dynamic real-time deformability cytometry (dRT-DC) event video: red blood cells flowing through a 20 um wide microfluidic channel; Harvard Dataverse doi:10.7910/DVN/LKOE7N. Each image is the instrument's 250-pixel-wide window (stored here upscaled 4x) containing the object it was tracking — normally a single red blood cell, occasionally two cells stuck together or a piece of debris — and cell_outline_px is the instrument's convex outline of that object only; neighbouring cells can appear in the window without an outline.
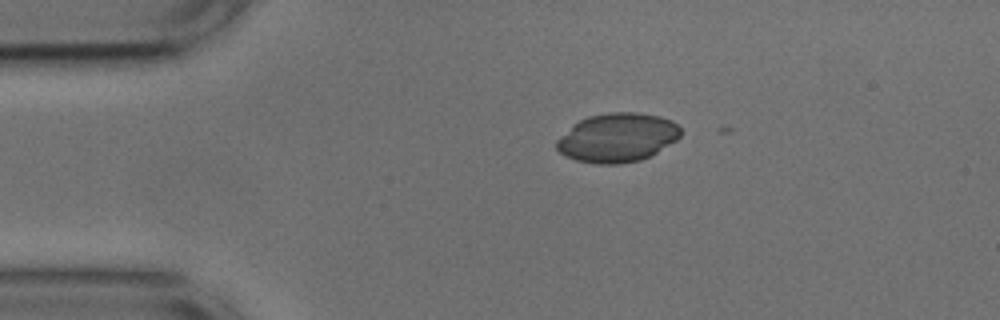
{"species": "common noctule bat (a hibernating species)", "species_latin": "Nyctalus noctula", "temperature_condition": "cold", "stored_images_in_passage": 4, "camera_frame_rate_fps": 3000, "um_per_image_px": 0.085, "animal": {"sex": "male", "body_mass_g": 17.9, "forearm_length_mm": 54.2}, "frame": {"image": 1, "passage_image": 1, "time_ms": 0.0, "image_size_px": [1000, 320], "cell_outline_px": [[680, 136], [676, 140], [656, 152], [640, 160], [620, 164], [596, 164], [576, 160], [564, 156], [556, 148], [556, 140], [572, 124], [588, 116], [608, 112], [636, 112], [660, 116], [672, 120], [680, 128]], "centroid_in_image_um": [52.44, 11.69], "position_along_channel_um": 32.6, "area_um2": 35.43}}